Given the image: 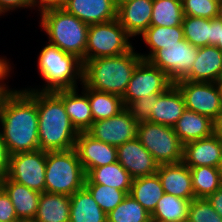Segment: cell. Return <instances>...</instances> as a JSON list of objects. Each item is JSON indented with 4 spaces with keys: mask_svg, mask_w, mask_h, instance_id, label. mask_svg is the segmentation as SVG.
<instances>
[{
    "mask_svg": "<svg viewBox=\"0 0 222 222\" xmlns=\"http://www.w3.org/2000/svg\"><path fill=\"white\" fill-rule=\"evenodd\" d=\"M0 126L10 155L39 150L37 103L23 89L16 88L6 99Z\"/></svg>",
    "mask_w": 222,
    "mask_h": 222,
    "instance_id": "cell-1",
    "label": "cell"
},
{
    "mask_svg": "<svg viewBox=\"0 0 222 222\" xmlns=\"http://www.w3.org/2000/svg\"><path fill=\"white\" fill-rule=\"evenodd\" d=\"M23 90L37 103L39 150L73 149L79 132L72 125L63 101L54 92Z\"/></svg>",
    "mask_w": 222,
    "mask_h": 222,
    "instance_id": "cell-2",
    "label": "cell"
},
{
    "mask_svg": "<svg viewBox=\"0 0 222 222\" xmlns=\"http://www.w3.org/2000/svg\"><path fill=\"white\" fill-rule=\"evenodd\" d=\"M134 48L119 56L84 61L81 86L123 97L134 70L143 60Z\"/></svg>",
    "mask_w": 222,
    "mask_h": 222,
    "instance_id": "cell-3",
    "label": "cell"
},
{
    "mask_svg": "<svg viewBox=\"0 0 222 222\" xmlns=\"http://www.w3.org/2000/svg\"><path fill=\"white\" fill-rule=\"evenodd\" d=\"M37 62L38 72L45 81L44 85L41 86L42 88L36 86L23 89L54 92L77 88L79 83L82 85V61L59 47L47 42L39 53Z\"/></svg>",
    "mask_w": 222,
    "mask_h": 222,
    "instance_id": "cell-4",
    "label": "cell"
},
{
    "mask_svg": "<svg viewBox=\"0 0 222 222\" xmlns=\"http://www.w3.org/2000/svg\"><path fill=\"white\" fill-rule=\"evenodd\" d=\"M41 31L48 43L85 61L89 25L68 13L64 8H53L39 13Z\"/></svg>",
    "mask_w": 222,
    "mask_h": 222,
    "instance_id": "cell-5",
    "label": "cell"
},
{
    "mask_svg": "<svg viewBox=\"0 0 222 222\" xmlns=\"http://www.w3.org/2000/svg\"><path fill=\"white\" fill-rule=\"evenodd\" d=\"M45 192L71 196L84 187L86 174L76 150L47 152Z\"/></svg>",
    "mask_w": 222,
    "mask_h": 222,
    "instance_id": "cell-6",
    "label": "cell"
},
{
    "mask_svg": "<svg viewBox=\"0 0 222 222\" xmlns=\"http://www.w3.org/2000/svg\"><path fill=\"white\" fill-rule=\"evenodd\" d=\"M131 36L118 19L89 25L85 61L122 55L133 48Z\"/></svg>",
    "mask_w": 222,
    "mask_h": 222,
    "instance_id": "cell-7",
    "label": "cell"
},
{
    "mask_svg": "<svg viewBox=\"0 0 222 222\" xmlns=\"http://www.w3.org/2000/svg\"><path fill=\"white\" fill-rule=\"evenodd\" d=\"M137 138L159 165L182 162L183 144L173 127L150 121L140 122Z\"/></svg>",
    "mask_w": 222,
    "mask_h": 222,
    "instance_id": "cell-8",
    "label": "cell"
},
{
    "mask_svg": "<svg viewBox=\"0 0 222 222\" xmlns=\"http://www.w3.org/2000/svg\"><path fill=\"white\" fill-rule=\"evenodd\" d=\"M198 48L183 39L178 41V44L166 46V49L156 50L147 61L164 71L175 84L183 80L191 71Z\"/></svg>",
    "mask_w": 222,
    "mask_h": 222,
    "instance_id": "cell-9",
    "label": "cell"
},
{
    "mask_svg": "<svg viewBox=\"0 0 222 222\" xmlns=\"http://www.w3.org/2000/svg\"><path fill=\"white\" fill-rule=\"evenodd\" d=\"M47 152L36 150L10 155L7 177L19 184L45 192V170Z\"/></svg>",
    "mask_w": 222,
    "mask_h": 222,
    "instance_id": "cell-10",
    "label": "cell"
},
{
    "mask_svg": "<svg viewBox=\"0 0 222 222\" xmlns=\"http://www.w3.org/2000/svg\"><path fill=\"white\" fill-rule=\"evenodd\" d=\"M175 85L181 91L186 109L215 121L222 113L220 92L216 82L180 80Z\"/></svg>",
    "mask_w": 222,
    "mask_h": 222,
    "instance_id": "cell-11",
    "label": "cell"
},
{
    "mask_svg": "<svg viewBox=\"0 0 222 222\" xmlns=\"http://www.w3.org/2000/svg\"><path fill=\"white\" fill-rule=\"evenodd\" d=\"M174 83L168 75L151 65L147 60H142L136 67L122 97L125 108L133 101L153 93H164Z\"/></svg>",
    "mask_w": 222,
    "mask_h": 222,
    "instance_id": "cell-12",
    "label": "cell"
},
{
    "mask_svg": "<svg viewBox=\"0 0 222 222\" xmlns=\"http://www.w3.org/2000/svg\"><path fill=\"white\" fill-rule=\"evenodd\" d=\"M137 126L125 108L116 116L93 122L86 132L97 140L118 147L137 137Z\"/></svg>",
    "mask_w": 222,
    "mask_h": 222,
    "instance_id": "cell-13",
    "label": "cell"
},
{
    "mask_svg": "<svg viewBox=\"0 0 222 222\" xmlns=\"http://www.w3.org/2000/svg\"><path fill=\"white\" fill-rule=\"evenodd\" d=\"M117 161L132 179L156 174L159 167L137 137L117 147Z\"/></svg>",
    "mask_w": 222,
    "mask_h": 222,
    "instance_id": "cell-14",
    "label": "cell"
},
{
    "mask_svg": "<svg viewBox=\"0 0 222 222\" xmlns=\"http://www.w3.org/2000/svg\"><path fill=\"white\" fill-rule=\"evenodd\" d=\"M74 149L85 174L92 168L117 162V147L97 140L87 132H79Z\"/></svg>",
    "mask_w": 222,
    "mask_h": 222,
    "instance_id": "cell-15",
    "label": "cell"
},
{
    "mask_svg": "<svg viewBox=\"0 0 222 222\" xmlns=\"http://www.w3.org/2000/svg\"><path fill=\"white\" fill-rule=\"evenodd\" d=\"M189 168L210 166L222 168V141L211 136L183 145V160Z\"/></svg>",
    "mask_w": 222,
    "mask_h": 222,
    "instance_id": "cell-16",
    "label": "cell"
},
{
    "mask_svg": "<svg viewBox=\"0 0 222 222\" xmlns=\"http://www.w3.org/2000/svg\"><path fill=\"white\" fill-rule=\"evenodd\" d=\"M63 8L88 25L117 18L115 0H65Z\"/></svg>",
    "mask_w": 222,
    "mask_h": 222,
    "instance_id": "cell-17",
    "label": "cell"
},
{
    "mask_svg": "<svg viewBox=\"0 0 222 222\" xmlns=\"http://www.w3.org/2000/svg\"><path fill=\"white\" fill-rule=\"evenodd\" d=\"M78 88L57 90L54 93L63 101L65 111L76 130L86 132L93 123L88 87L82 86L81 94H79L81 89Z\"/></svg>",
    "mask_w": 222,
    "mask_h": 222,
    "instance_id": "cell-18",
    "label": "cell"
},
{
    "mask_svg": "<svg viewBox=\"0 0 222 222\" xmlns=\"http://www.w3.org/2000/svg\"><path fill=\"white\" fill-rule=\"evenodd\" d=\"M157 174L165 193L183 199H194L190 168L183 161L159 165Z\"/></svg>",
    "mask_w": 222,
    "mask_h": 222,
    "instance_id": "cell-19",
    "label": "cell"
},
{
    "mask_svg": "<svg viewBox=\"0 0 222 222\" xmlns=\"http://www.w3.org/2000/svg\"><path fill=\"white\" fill-rule=\"evenodd\" d=\"M222 77V51L213 45L198 48L191 71L183 80L218 82Z\"/></svg>",
    "mask_w": 222,
    "mask_h": 222,
    "instance_id": "cell-20",
    "label": "cell"
},
{
    "mask_svg": "<svg viewBox=\"0 0 222 222\" xmlns=\"http://www.w3.org/2000/svg\"><path fill=\"white\" fill-rule=\"evenodd\" d=\"M153 0H133L117 9V19L131 36L141 35L150 27Z\"/></svg>",
    "mask_w": 222,
    "mask_h": 222,
    "instance_id": "cell-21",
    "label": "cell"
},
{
    "mask_svg": "<svg viewBox=\"0 0 222 222\" xmlns=\"http://www.w3.org/2000/svg\"><path fill=\"white\" fill-rule=\"evenodd\" d=\"M0 186L12 201L18 219L33 222L41 193L19 184L7 176L0 179Z\"/></svg>",
    "mask_w": 222,
    "mask_h": 222,
    "instance_id": "cell-22",
    "label": "cell"
},
{
    "mask_svg": "<svg viewBox=\"0 0 222 222\" xmlns=\"http://www.w3.org/2000/svg\"><path fill=\"white\" fill-rule=\"evenodd\" d=\"M185 110L184 97L179 88L173 84L157 98L149 121L173 127Z\"/></svg>",
    "mask_w": 222,
    "mask_h": 222,
    "instance_id": "cell-23",
    "label": "cell"
},
{
    "mask_svg": "<svg viewBox=\"0 0 222 222\" xmlns=\"http://www.w3.org/2000/svg\"><path fill=\"white\" fill-rule=\"evenodd\" d=\"M173 129L184 145L211 136L214 133V121L207 116L186 109Z\"/></svg>",
    "mask_w": 222,
    "mask_h": 222,
    "instance_id": "cell-24",
    "label": "cell"
},
{
    "mask_svg": "<svg viewBox=\"0 0 222 222\" xmlns=\"http://www.w3.org/2000/svg\"><path fill=\"white\" fill-rule=\"evenodd\" d=\"M70 196L43 192L33 222H70Z\"/></svg>",
    "mask_w": 222,
    "mask_h": 222,
    "instance_id": "cell-25",
    "label": "cell"
},
{
    "mask_svg": "<svg viewBox=\"0 0 222 222\" xmlns=\"http://www.w3.org/2000/svg\"><path fill=\"white\" fill-rule=\"evenodd\" d=\"M70 222H108L91 193L83 187L70 196Z\"/></svg>",
    "mask_w": 222,
    "mask_h": 222,
    "instance_id": "cell-26",
    "label": "cell"
},
{
    "mask_svg": "<svg viewBox=\"0 0 222 222\" xmlns=\"http://www.w3.org/2000/svg\"><path fill=\"white\" fill-rule=\"evenodd\" d=\"M132 178L120 165L114 162L106 166L92 168L85 178L84 184H100L130 193Z\"/></svg>",
    "mask_w": 222,
    "mask_h": 222,
    "instance_id": "cell-27",
    "label": "cell"
},
{
    "mask_svg": "<svg viewBox=\"0 0 222 222\" xmlns=\"http://www.w3.org/2000/svg\"><path fill=\"white\" fill-rule=\"evenodd\" d=\"M164 190L158 174L144 176L132 180L130 195L152 214Z\"/></svg>",
    "mask_w": 222,
    "mask_h": 222,
    "instance_id": "cell-28",
    "label": "cell"
},
{
    "mask_svg": "<svg viewBox=\"0 0 222 222\" xmlns=\"http://www.w3.org/2000/svg\"><path fill=\"white\" fill-rule=\"evenodd\" d=\"M143 43L149 47L148 54L139 52L143 60H147L156 50L178 44V41L184 39L182 25L165 27V26H150L141 35Z\"/></svg>",
    "mask_w": 222,
    "mask_h": 222,
    "instance_id": "cell-29",
    "label": "cell"
},
{
    "mask_svg": "<svg viewBox=\"0 0 222 222\" xmlns=\"http://www.w3.org/2000/svg\"><path fill=\"white\" fill-rule=\"evenodd\" d=\"M192 200L164 193L151 214V219L160 222H187L188 209Z\"/></svg>",
    "mask_w": 222,
    "mask_h": 222,
    "instance_id": "cell-30",
    "label": "cell"
},
{
    "mask_svg": "<svg viewBox=\"0 0 222 222\" xmlns=\"http://www.w3.org/2000/svg\"><path fill=\"white\" fill-rule=\"evenodd\" d=\"M93 122L116 116L125 109L122 97L88 88Z\"/></svg>",
    "mask_w": 222,
    "mask_h": 222,
    "instance_id": "cell-31",
    "label": "cell"
},
{
    "mask_svg": "<svg viewBox=\"0 0 222 222\" xmlns=\"http://www.w3.org/2000/svg\"><path fill=\"white\" fill-rule=\"evenodd\" d=\"M190 172L194 198H207L222 186V168L200 166Z\"/></svg>",
    "mask_w": 222,
    "mask_h": 222,
    "instance_id": "cell-32",
    "label": "cell"
},
{
    "mask_svg": "<svg viewBox=\"0 0 222 222\" xmlns=\"http://www.w3.org/2000/svg\"><path fill=\"white\" fill-rule=\"evenodd\" d=\"M182 0H153L150 26H177L183 20Z\"/></svg>",
    "mask_w": 222,
    "mask_h": 222,
    "instance_id": "cell-33",
    "label": "cell"
},
{
    "mask_svg": "<svg viewBox=\"0 0 222 222\" xmlns=\"http://www.w3.org/2000/svg\"><path fill=\"white\" fill-rule=\"evenodd\" d=\"M150 220L151 214L130 194L107 214L108 222H150Z\"/></svg>",
    "mask_w": 222,
    "mask_h": 222,
    "instance_id": "cell-34",
    "label": "cell"
},
{
    "mask_svg": "<svg viewBox=\"0 0 222 222\" xmlns=\"http://www.w3.org/2000/svg\"><path fill=\"white\" fill-rule=\"evenodd\" d=\"M184 39L195 47L211 45V19L184 16L182 20Z\"/></svg>",
    "mask_w": 222,
    "mask_h": 222,
    "instance_id": "cell-35",
    "label": "cell"
},
{
    "mask_svg": "<svg viewBox=\"0 0 222 222\" xmlns=\"http://www.w3.org/2000/svg\"><path fill=\"white\" fill-rule=\"evenodd\" d=\"M100 208L109 214L128 195L125 191L100 184H84Z\"/></svg>",
    "mask_w": 222,
    "mask_h": 222,
    "instance_id": "cell-36",
    "label": "cell"
},
{
    "mask_svg": "<svg viewBox=\"0 0 222 222\" xmlns=\"http://www.w3.org/2000/svg\"><path fill=\"white\" fill-rule=\"evenodd\" d=\"M187 222H222V217L206 198H194L189 205Z\"/></svg>",
    "mask_w": 222,
    "mask_h": 222,
    "instance_id": "cell-37",
    "label": "cell"
},
{
    "mask_svg": "<svg viewBox=\"0 0 222 222\" xmlns=\"http://www.w3.org/2000/svg\"><path fill=\"white\" fill-rule=\"evenodd\" d=\"M184 16L217 18L218 3L214 0H182Z\"/></svg>",
    "mask_w": 222,
    "mask_h": 222,
    "instance_id": "cell-38",
    "label": "cell"
},
{
    "mask_svg": "<svg viewBox=\"0 0 222 222\" xmlns=\"http://www.w3.org/2000/svg\"><path fill=\"white\" fill-rule=\"evenodd\" d=\"M162 93H153L145 95L133 102H131L126 109L131 113V116L137 123L149 121L154 105L157 103V98Z\"/></svg>",
    "mask_w": 222,
    "mask_h": 222,
    "instance_id": "cell-39",
    "label": "cell"
},
{
    "mask_svg": "<svg viewBox=\"0 0 222 222\" xmlns=\"http://www.w3.org/2000/svg\"><path fill=\"white\" fill-rule=\"evenodd\" d=\"M8 194L0 186V222H19Z\"/></svg>",
    "mask_w": 222,
    "mask_h": 222,
    "instance_id": "cell-40",
    "label": "cell"
},
{
    "mask_svg": "<svg viewBox=\"0 0 222 222\" xmlns=\"http://www.w3.org/2000/svg\"><path fill=\"white\" fill-rule=\"evenodd\" d=\"M32 9L31 0H0V16L17 9Z\"/></svg>",
    "mask_w": 222,
    "mask_h": 222,
    "instance_id": "cell-41",
    "label": "cell"
},
{
    "mask_svg": "<svg viewBox=\"0 0 222 222\" xmlns=\"http://www.w3.org/2000/svg\"><path fill=\"white\" fill-rule=\"evenodd\" d=\"M211 45L222 51V20L211 19Z\"/></svg>",
    "mask_w": 222,
    "mask_h": 222,
    "instance_id": "cell-42",
    "label": "cell"
},
{
    "mask_svg": "<svg viewBox=\"0 0 222 222\" xmlns=\"http://www.w3.org/2000/svg\"><path fill=\"white\" fill-rule=\"evenodd\" d=\"M10 154L0 133V179L7 176L9 170Z\"/></svg>",
    "mask_w": 222,
    "mask_h": 222,
    "instance_id": "cell-43",
    "label": "cell"
},
{
    "mask_svg": "<svg viewBox=\"0 0 222 222\" xmlns=\"http://www.w3.org/2000/svg\"><path fill=\"white\" fill-rule=\"evenodd\" d=\"M65 0H31L32 9L37 8L38 11L43 12L53 8H63Z\"/></svg>",
    "mask_w": 222,
    "mask_h": 222,
    "instance_id": "cell-44",
    "label": "cell"
},
{
    "mask_svg": "<svg viewBox=\"0 0 222 222\" xmlns=\"http://www.w3.org/2000/svg\"><path fill=\"white\" fill-rule=\"evenodd\" d=\"M206 199L213 209L222 217V186Z\"/></svg>",
    "mask_w": 222,
    "mask_h": 222,
    "instance_id": "cell-45",
    "label": "cell"
},
{
    "mask_svg": "<svg viewBox=\"0 0 222 222\" xmlns=\"http://www.w3.org/2000/svg\"><path fill=\"white\" fill-rule=\"evenodd\" d=\"M11 68V62H9L6 56L0 57V83L7 80L10 74H12Z\"/></svg>",
    "mask_w": 222,
    "mask_h": 222,
    "instance_id": "cell-46",
    "label": "cell"
},
{
    "mask_svg": "<svg viewBox=\"0 0 222 222\" xmlns=\"http://www.w3.org/2000/svg\"><path fill=\"white\" fill-rule=\"evenodd\" d=\"M8 86V87H7ZM14 88H10L9 85L3 81L0 83V118L2 115L3 105L8 98V96L14 91Z\"/></svg>",
    "mask_w": 222,
    "mask_h": 222,
    "instance_id": "cell-47",
    "label": "cell"
},
{
    "mask_svg": "<svg viewBox=\"0 0 222 222\" xmlns=\"http://www.w3.org/2000/svg\"><path fill=\"white\" fill-rule=\"evenodd\" d=\"M214 134L222 141V113L214 121Z\"/></svg>",
    "mask_w": 222,
    "mask_h": 222,
    "instance_id": "cell-48",
    "label": "cell"
},
{
    "mask_svg": "<svg viewBox=\"0 0 222 222\" xmlns=\"http://www.w3.org/2000/svg\"><path fill=\"white\" fill-rule=\"evenodd\" d=\"M217 18L222 20V1L218 3Z\"/></svg>",
    "mask_w": 222,
    "mask_h": 222,
    "instance_id": "cell-49",
    "label": "cell"
},
{
    "mask_svg": "<svg viewBox=\"0 0 222 222\" xmlns=\"http://www.w3.org/2000/svg\"><path fill=\"white\" fill-rule=\"evenodd\" d=\"M130 1H133V0H115V4H116V7L118 9L122 4H125V3L130 2Z\"/></svg>",
    "mask_w": 222,
    "mask_h": 222,
    "instance_id": "cell-50",
    "label": "cell"
},
{
    "mask_svg": "<svg viewBox=\"0 0 222 222\" xmlns=\"http://www.w3.org/2000/svg\"><path fill=\"white\" fill-rule=\"evenodd\" d=\"M217 85L220 92V98H221V103H222V82H217Z\"/></svg>",
    "mask_w": 222,
    "mask_h": 222,
    "instance_id": "cell-51",
    "label": "cell"
},
{
    "mask_svg": "<svg viewBox=\"0 0 222 222\" xmlns=\"http://www.w3.org/2000/svg\"><path fill=\"white\" fill-rule=\"evenodd\" d=\"M150 222H160V221L151 219Z\"/></svg>",
    "mask_w": 222,
    "mask_h": 222,
    "instance_id": "cell-52",
    "label": "cell"
},
{
    "mask_svg": "<svg viewBox=\"0 0 222 222\" xmlns=\"http://www.w3.org/2000/svg\"><path fill=\"white\" fill-rule=\"evenodd\" d=\"M214 1H216L217 3H220L222 0H214Z\"/></svg>",
    "mask_w": 222,
    "mask_h": 222,
    "instance_id": "cell-53",
    "label": "cell"
}]
</instances>
